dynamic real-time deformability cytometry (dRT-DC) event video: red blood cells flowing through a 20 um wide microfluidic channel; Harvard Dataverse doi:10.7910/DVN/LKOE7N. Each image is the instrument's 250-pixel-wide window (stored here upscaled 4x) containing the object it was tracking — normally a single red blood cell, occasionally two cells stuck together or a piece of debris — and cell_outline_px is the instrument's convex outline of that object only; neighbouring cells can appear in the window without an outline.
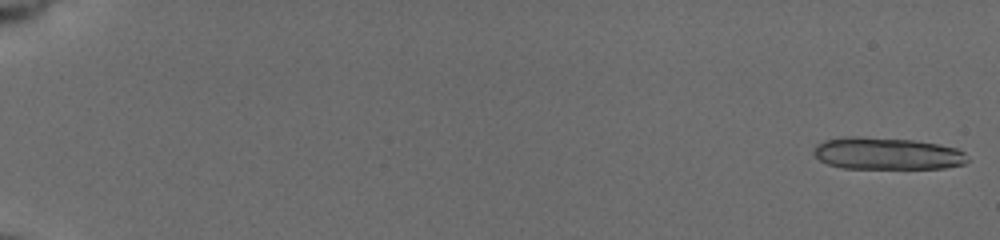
{"species": "common noctule bat (a hibernating species)", "species_latin": "Nyctalus noctula", "temperature_condition": "cold", "stored_images_in_passage": 20, "camera_frame_rate_fps": 3000, "um_per_image_px": 0.085, "animal": {"sex": "female", "body_mass_g": 19.5, "forearm_length_mm": 54.1}, "frame": {"image": 1, "passage_image": 1, "time_ms": 0.0, "image_size_px": [1000, 240], "cell_outline_px": [[968, 160], [964, 164], [944, 168], [840, 168], [828, 164], [820, 160], [812, 152], [816, 144], [824, 140], [848, 136], [856, 136], [912, 140], [936, 144], [956, 148], [964, 152]], "centroid_in_image_um": [75.36, 13.05], "position_along_channel_um": 9.6, "area_um2": 28.67}}